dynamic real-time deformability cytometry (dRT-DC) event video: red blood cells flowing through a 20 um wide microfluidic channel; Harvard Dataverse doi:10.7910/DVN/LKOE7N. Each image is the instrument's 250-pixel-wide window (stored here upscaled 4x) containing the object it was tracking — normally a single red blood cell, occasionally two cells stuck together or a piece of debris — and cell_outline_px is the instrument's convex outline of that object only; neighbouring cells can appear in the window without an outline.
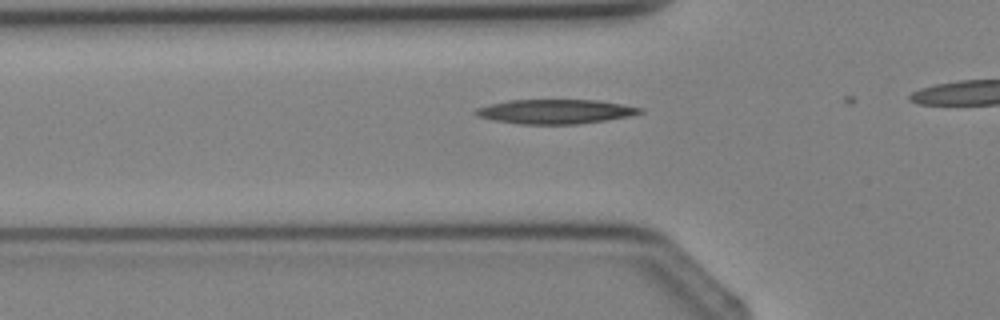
{"species": "Egyptian fruit bat (a non-hibernating species)", "species_latin": "Rousettus aegyptiacus", "temperature_condition": "cold", "stored_images_in_passage": 4, "camera_frame_rate_fps": 3000, "um_per_image_px": 0.085, "animal": {"sex": "female"}, "frame": {"image": 1, "passage_image": 3, "time_ms": 3.333, "image_size_px": [1000, 320], "cell_outline_px": [[644, 112], [628, 116], [604, 120], [576, 124], [520, 124], [492, 120], [480, 116], [472, 112], [476, 108], [508, 100], [596, 100], [644, 108]], "centroid_in_image_um": [47.19, 9.48], "position_along_channel_um": 78.6, "area_um2": 23.12}}